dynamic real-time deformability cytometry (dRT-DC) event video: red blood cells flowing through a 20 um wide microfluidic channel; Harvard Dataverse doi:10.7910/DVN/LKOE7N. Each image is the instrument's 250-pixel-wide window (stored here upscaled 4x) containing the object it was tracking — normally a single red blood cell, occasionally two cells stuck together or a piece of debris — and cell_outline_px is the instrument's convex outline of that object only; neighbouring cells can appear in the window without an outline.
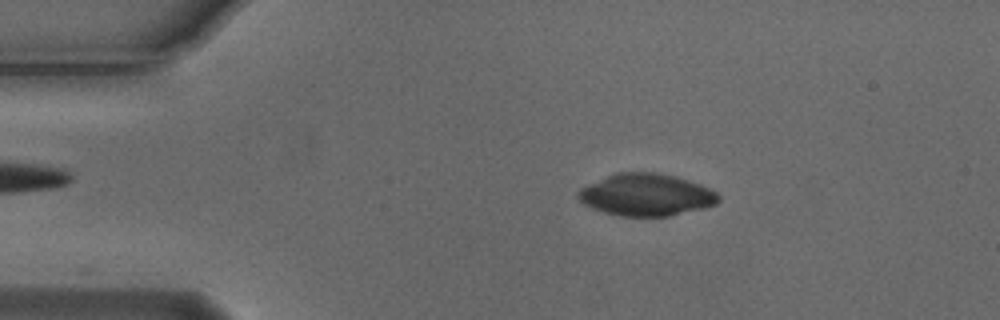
{"species": "Egyptian fruit bat (a non-hibernating species)", "species_latin": "Rousettus aegyptiacus", "temperature_condition": "cold", "stored_images_in_passage": 53, "camera_frame_rate_fps": 3000, "um_per_image_px": 0.085, "animal": {"sex": "male"}, "frame": {"image": 1, "passage_image": 9, "time_ms": 2.667, "image_size_px": [1000, 320], "cell_outline_px": [[720, 200], [716, 204], [704, 208], [668, 216], [620, 216], [604, 212], [592, 208], [584, 204], [576, 196], [576, 192], [580, 188], [588, 184], [616, 172], [656, 172], [676, 176], [700, 184], [716, 192], [720, 196]], "centroid_in_image_um": [54.92, 16.55], "position_along_channel_um": 30.1, "area_um2": 34.51}}
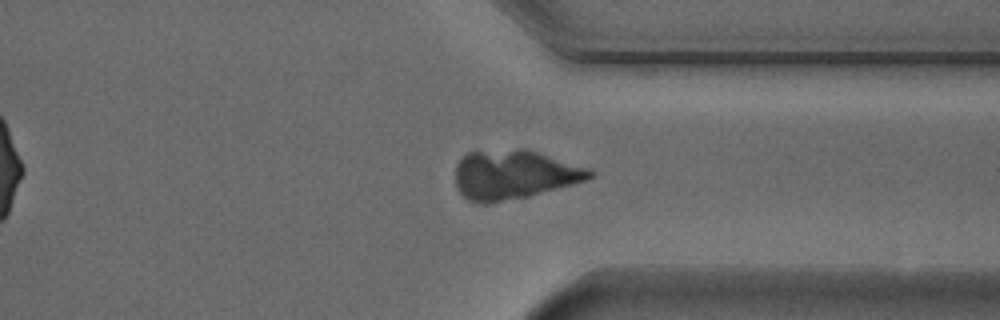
{"frame": {"image": 2, "passage_image": 40, "time_ms": 13.0, "image_size_px": [1000, 320], "cell_outline_px": [[596, 172], [592, 176], [584, 180], [572, 184], [528, 196], [488, 204], [480, 204], [468, 200], [456, 188], [456, 164], [468, 152], [516, 148], [524, 148], [592, 168]], "centroid_in_image_um": [43.69, 14.83], "position_along_channel_um": 367.7, "area_um2": 38.61}}
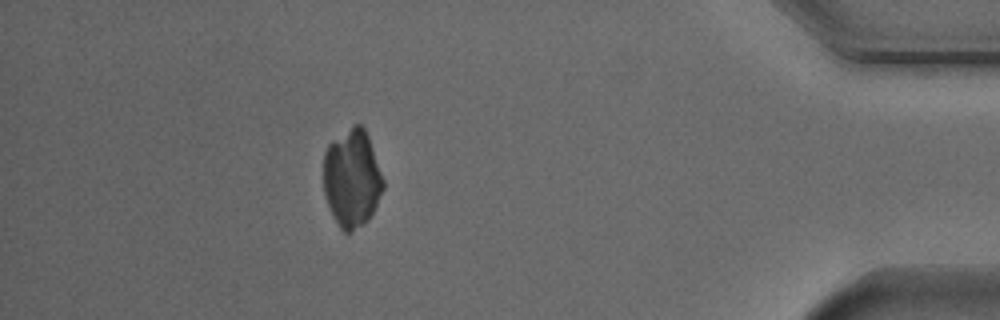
{"frame": {"image": 3, "passage_image": 47, "time_ms": 15.333, "image_size_px": [1000, 320], "cell_outline_px": [[384, 188], [368, 220], [364, 224], [352, 232], [344, 232], [340, 228], [324, 196], [324, 152], [328, 144], [332, 140], [352, 124], [360, 124], [364, 128], [368, 136], [384, 180]], "centroid_in_image_um": [29.91, 15.14], "position_along_channel_um": 405.3, "area_um2": 33.99}}